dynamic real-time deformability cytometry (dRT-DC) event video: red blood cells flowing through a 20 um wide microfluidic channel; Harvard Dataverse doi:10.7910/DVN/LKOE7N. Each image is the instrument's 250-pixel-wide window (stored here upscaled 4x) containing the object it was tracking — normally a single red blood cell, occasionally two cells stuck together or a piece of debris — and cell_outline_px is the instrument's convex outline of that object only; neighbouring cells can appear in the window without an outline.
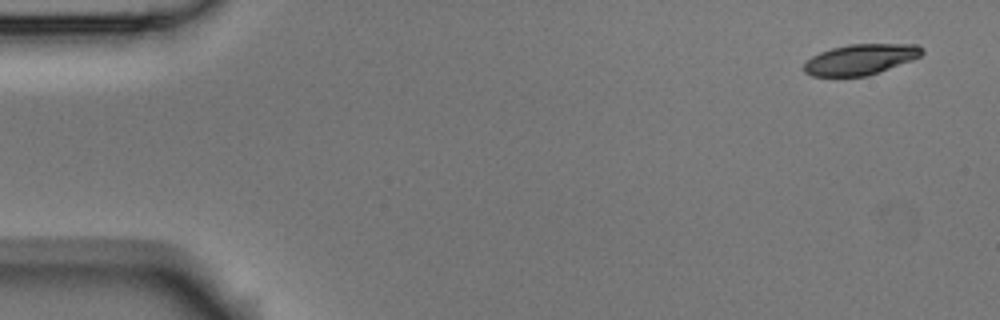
{"species": "Egyptian fruit bat (a non-hibernating species)", "species_latin": "Rousettus aegyptiacus", "temperature_condition": "room temperature", "stored_images_in_passage": 5, "camera_frame_rate_fps": 3000, "um_per_image_px": 0.085, "animal": {"sex": "male"}, "frame": {"image": 1, "passage_image": 1, "time_ms": 0.0, "image_size_px": [1000, 320], "cell_outline_px": [[924, 52], [920, 56], [912, 60], [868, 76], [812, 76], [804, 72], [804, 64], [812, 56], [820, 52], [832, 48], [848, 44], [916, 44], [924, 48]], "centroid_in_image_um": [73.16, 5.04], "position_along_channel_um": 11.8, "area_um2": 21.04}}
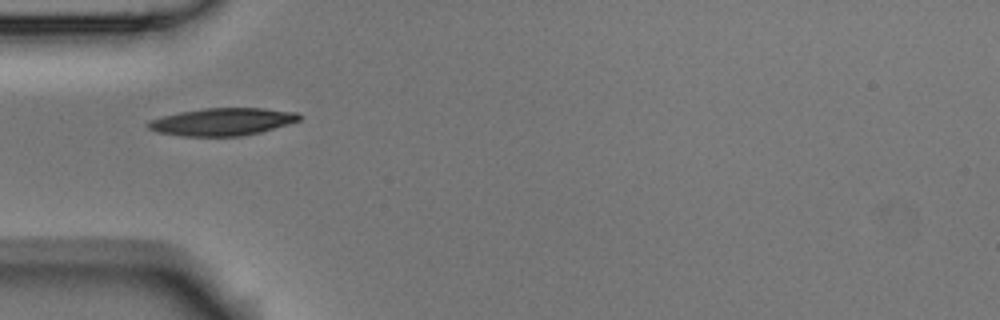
{"frame": {"image": 2, "passage_image": 5, "time_ms": 1.333, "image_size_px": [1000, 320], "cell_outline_px": [[300, 120], [260, 132], [240, 136], [180, 136], [156, 132], [148, 128], [144, 124], [148, 120], [180, 112], [204, 108], [264, 108], [296, 112], [300, 116]], "centroid_in_image_um": [18.84, 10.35], "position_along_channel_um": 66.2, "area_um2": 24.16}}